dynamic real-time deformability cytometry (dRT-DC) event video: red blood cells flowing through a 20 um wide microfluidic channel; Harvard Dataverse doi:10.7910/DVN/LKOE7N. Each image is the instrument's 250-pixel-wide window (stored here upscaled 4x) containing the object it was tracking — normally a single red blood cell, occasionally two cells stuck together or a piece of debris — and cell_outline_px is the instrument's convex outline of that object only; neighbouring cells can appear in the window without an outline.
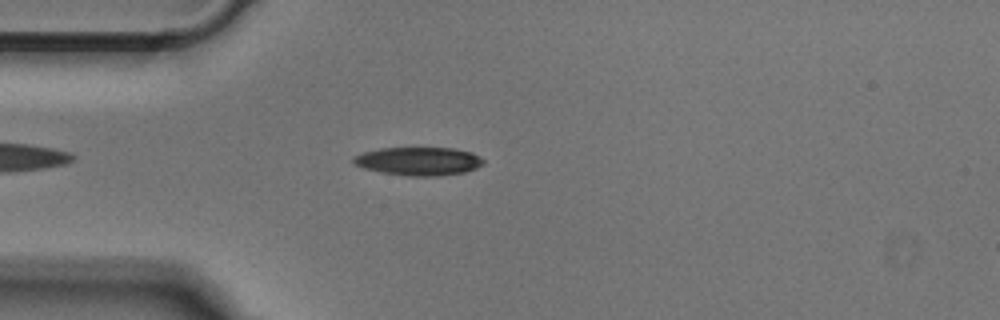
{"species": "Egyptian fruit bat (a non-hibernating species)", "species_latin": "Rousettus aegyptiacus", "temperature_condition": "cold", "stored_images_in_passage": 16, "camera_frame_rate_fps": 3000, "um_per_image_px": 0.085, "animal": {"sex": "male"}, "frame": {"image": 1, "passage_image": 5, "time_ms": 1.333, "image_size_px": [1000, 320], "cell_outline_px": [[484, 164], [476, 168], [464, 172], [436, 176], [408, 176], [380, 172], [364, 168], [352, 164], [352, 156], [364, 152], [380, 148], [452, 148], [472, 152], [480, 156], [484, 160]], "centroid_in_image_um": [35.56, 13.7], "position_along_channel_um": 49.4, "area_um2": 21.56}}
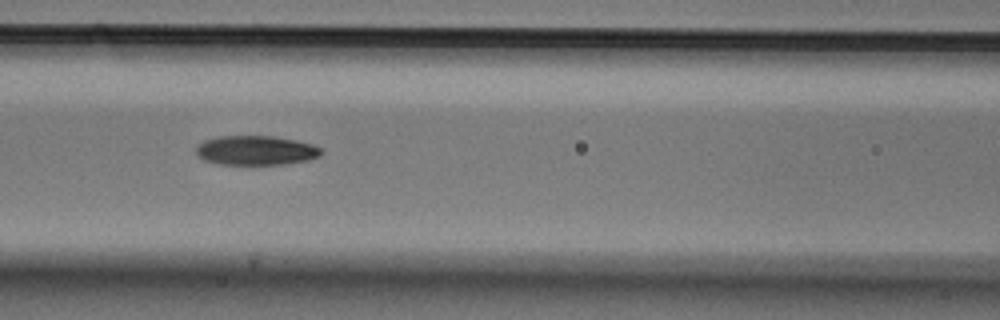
{"frame": {"image": 2, "passage_image": 13, "time_ms": 4.0, "image_size_px": [1000, 320], "cell_outline_px": [[324, 152], [320, 156], [308, 160], [284, 164], [216, 164], [204, 160], [196, 152], [196, 148], [204, 140], [220, 136], [272, 136], [296, 140], [312, 144], [320, 148]], "centroid_in_image_um": [21.77, 12.78], "position_along_channel_um": 144.8, "area_um2": 21.39}}
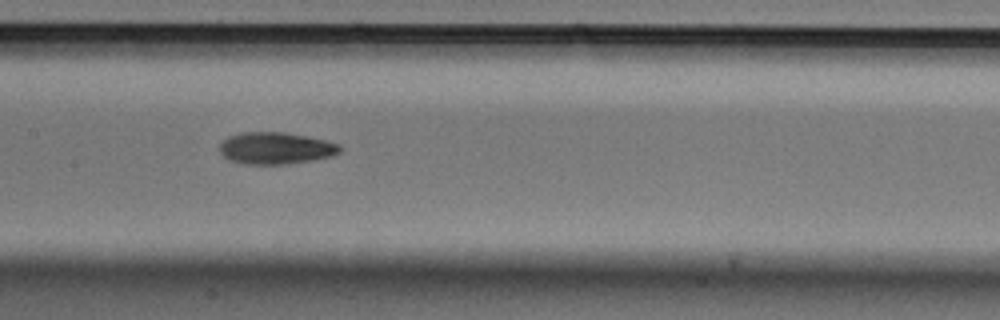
{"frame": {"image": 3, "passage_image": 16, "time_ms": 5.0, "image_size_px": [1000, 320], "cell_outline_px": [[340, 152], [332, 156], [312, 160], [288, 164], [244, 164], [228, 160], [220, 152], [220, 144], [228, 136], [240, 132], [284, 132], [324, 140], [340, 144]], "centroid_in_image_um": [23.41, 12.6], "position_along_channel_um": 184.0, "area_um2": 22.31}}